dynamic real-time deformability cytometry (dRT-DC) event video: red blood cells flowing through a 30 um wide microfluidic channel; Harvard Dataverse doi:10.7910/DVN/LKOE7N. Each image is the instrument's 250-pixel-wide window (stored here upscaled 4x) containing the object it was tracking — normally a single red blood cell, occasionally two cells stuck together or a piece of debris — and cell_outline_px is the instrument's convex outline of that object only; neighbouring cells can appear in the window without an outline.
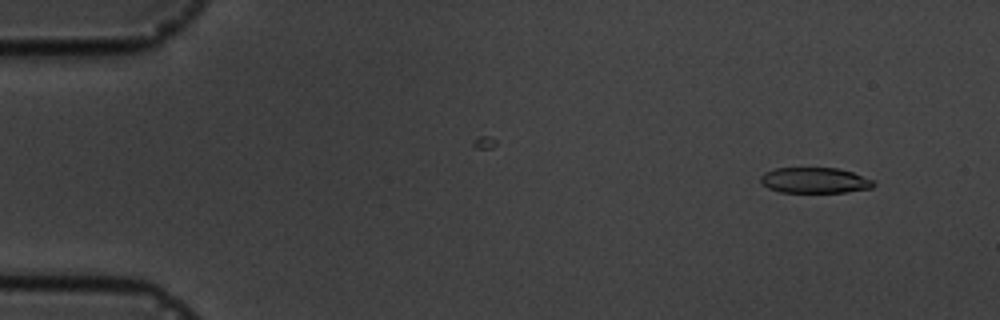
{"species": "common noctule bat (a hibernating species)", "species_latin": "Nyctalus noctula", "temperature_condition": "cold", "stored_images_in_passage": 4, "camera_frame_rate_fps": 3000, "um_per_image_px": 0.085, "animal": {"sex": "male", "body_mass_g": 19.5, "forearm_length_mm": 54.6}, "frame": {"image": 1, "passage_image": 1, "time_ms": 0.0, "image_size_px": [1000, 320], "cell_outline_px": [[876, 184], [872, 188], [844, 192], [780, 192], [768, 188], [760, 184], [760, 176], [764, 172], [776, 168], [840, 168], [852, 172], [872, 180]], "centroid_in_image_um": [69.21, 15.33], "position_along_channel_um": 15.8, "area_um2": 16.94}}
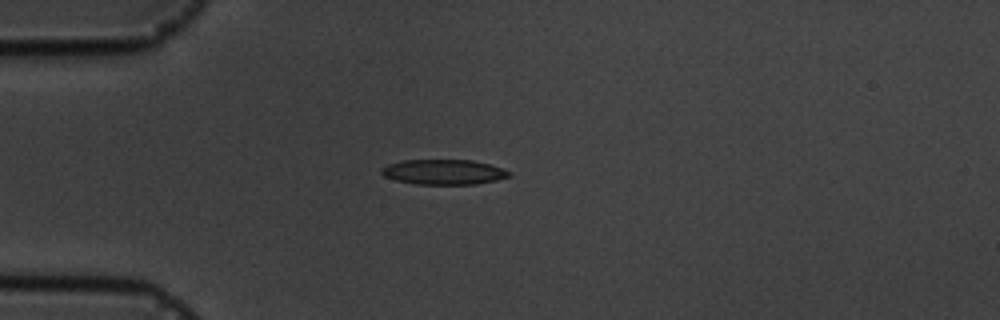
{"frame": {"image": 2, "passage_image": 4, "time_ms": 3.333, "image_size_px": [1000, 320], "cell_outline_px": [[508, 176], [496, 180], [476, 184], [416, 184], [396, 180], [384, 176], [380, 172], [380, 168], [388, 164], [404, 160], [472, 160], [488, 164], [500, 168], [508, 172]], "centroid_in_image_um": [37.63, 14.62], "position_along_channel_um": 47.4, "area_um2": 18.38}}